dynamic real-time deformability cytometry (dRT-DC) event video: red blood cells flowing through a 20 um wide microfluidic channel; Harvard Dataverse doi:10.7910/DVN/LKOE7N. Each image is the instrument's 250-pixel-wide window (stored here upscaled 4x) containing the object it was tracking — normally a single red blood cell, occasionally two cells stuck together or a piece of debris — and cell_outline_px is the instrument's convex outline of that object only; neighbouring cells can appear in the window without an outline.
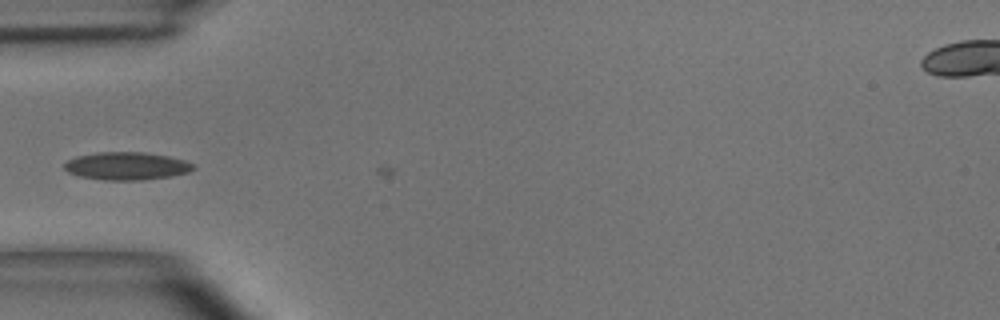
{"species": "common noctule bat (a hibernating species)", "species_latin": "Nyctalus noctula", "temperature_condition": "room temperature", "stored_images_in_passage": 3, "camera_frame_rate_fps": 3000, "um_per_image_px": 0.085, "animal": {"sex": "male", "body_mass_g": 15.6}, "frame": {"image": 1, "passage_image": 2, "time_ms": 0.333, "image_size_px": [1000, 320], "cell_outline_px": [[196, 168], [188, 172], [172, 176], [144, 180], [104, 180], [80, 176], [68, 172], [64, 168], [64, 164], [68, 160], [76, 156], [96, 152], [144, 152], [168, 156], [184, 160], [196, 164]], "centroid_in_image_um": [10.79, 14.11], "position_along_channel_um": 74.2, "area_um2": 21.04}}